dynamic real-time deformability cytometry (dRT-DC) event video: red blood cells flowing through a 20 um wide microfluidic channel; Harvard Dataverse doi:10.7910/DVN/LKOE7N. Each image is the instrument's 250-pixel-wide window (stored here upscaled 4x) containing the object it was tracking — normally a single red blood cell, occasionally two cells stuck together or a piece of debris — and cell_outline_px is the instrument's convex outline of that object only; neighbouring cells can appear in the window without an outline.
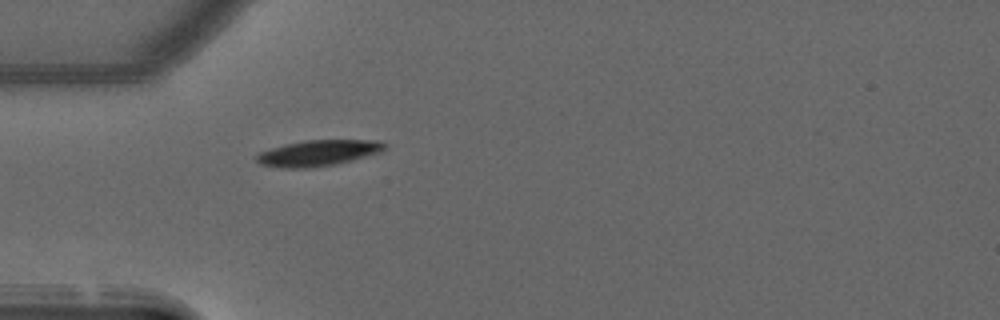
{"species": "common noctule bat (a hibernating species)", "species_latin": "Nyctalus noctula", "temperature_condition": "warm", "stored_images_in_passage": 17, "camera_frame_rate_fps": 3000, "um_per_image_px": 0.085, "animal": {"sex": "male", "forearm_length_mm": 52.5}, "frame": {"image": 1, "passage_image": 1, "time_ms": 0.0, "image_size_px": [1000, 320], "cell_outline_px": [[384, 148], [376, 152], [348, 160], [332, 164], [308, 168], [288, 168], [260, 164], [256, 160], [256, 156], [260, 152], [272, 148], [288, 144], [308, 140], [376, 140], [384, 144]], "centroid_in_image_um": [26.96, 13.0], "position_along_channel_um": 58.0, "area_um2": 18.44}}
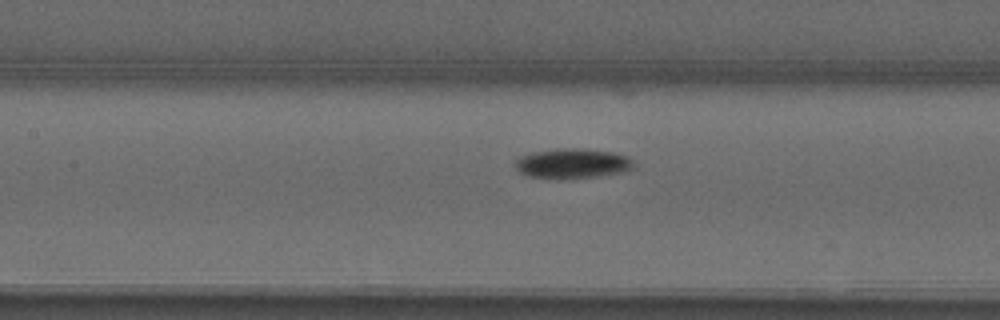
{"frame": {"image": 2, "passage_image": 9, "time_ms": 2.667, "image_size_px": [1000, 320], "cell_outline_px": [[632, 168], [620, 172], [596, 176], [528, 176], [520, 172], [516, 168], [516, 160], [520, 156], [536, 152], [564, 148], [612, 152], [624, 156], [632, 164]], "centroid_in_image_um": [48.61, 13.87], "position_along_channel_um": 158.8, "area_um2": 19.02}}
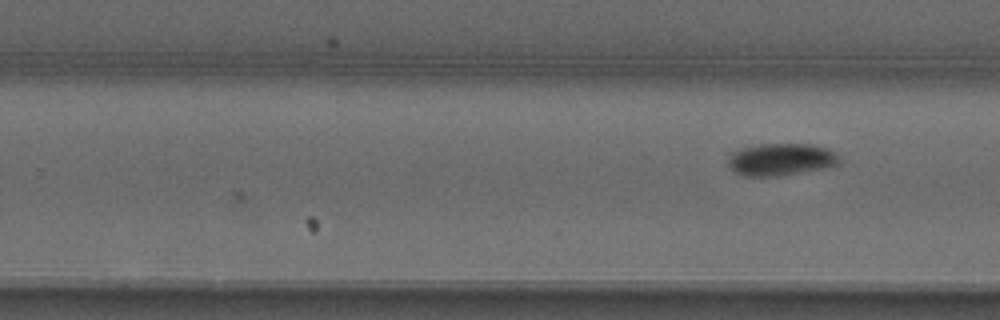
{"frame": {"image": 3, "passage_image": 17, "time_ms": 5.333, "image_size_px": [1000, 320], "cell_outline_px": [[836, 164], [820, 168], [776, 176], [744, 176], [736, 172], [728, 164], [728, 156], [732, 152], [744, 148], [760, 144], [812, 144], [828, 148], [836, 156]], "centroid_in_image_um": [66.29, 13.54], "position_along_channel_um": 263.5, "area_um2": 20.23}}